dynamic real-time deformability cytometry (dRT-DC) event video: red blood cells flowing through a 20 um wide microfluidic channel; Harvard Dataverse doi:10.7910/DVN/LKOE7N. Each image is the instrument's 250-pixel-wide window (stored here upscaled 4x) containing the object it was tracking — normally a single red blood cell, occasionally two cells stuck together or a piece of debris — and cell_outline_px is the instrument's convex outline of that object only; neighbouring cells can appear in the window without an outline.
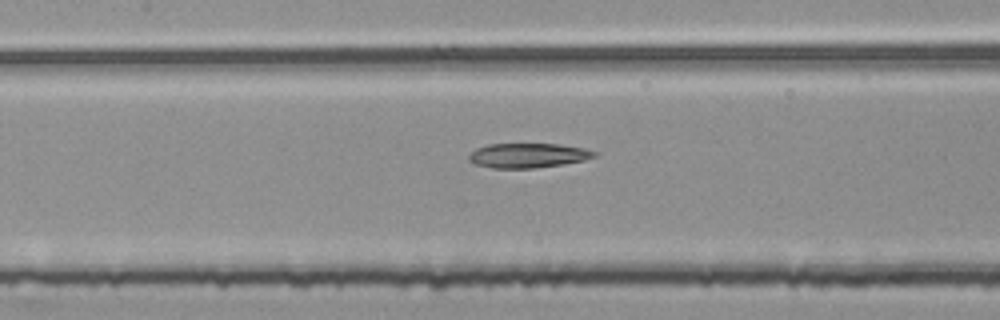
{"species": "common noctule bat (a hibernating species)", "species_latin": "Nyctalus noctula", "temperature_condition": "room temperature", "stored_images_in_passage": 54, "segment_of_instrument_passage": [2, 2], "camera_frame_rate_fps": 3000, "um_per_image_px": 0.085, "animal": {"sex": "female", "body_mass_g": 25.1}, "frame": {"image": 1, "passage_image": 25, "time_ms": 8.0, "image_size_px": [1000, 320], "cell_outline_px": [[596, 156], [584, 160], [536, 168], [492, 168], [476, 164], [468, 160], [468, 156], [476, 148], [488, 144], [556, 144], [584, 148], [596, 152]], "centroid_in_image_um": [44.84, 13.21], "position_along_channel_um": 162.6, "area_um2": 17.8}}
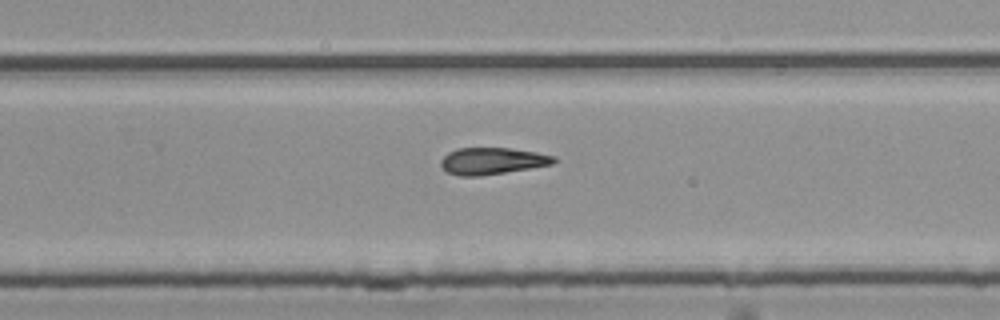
{"frame": {"image": 2, "passage_image": 35, "time_ms": 11.333, "image_size_px": [1000, 320], "cell_outline_px": [[560, 160], [552, 164], [480, 176], [460, 176], [448, 172], [440, 164], [440, 160], [448, 152], [456, 148], [508, 148], [536, 152], [556, 156]], "centroid_in_image_um": [41.85, 13.67], "position_along_channel_um": 288.0, "area_um2": 17.57}}
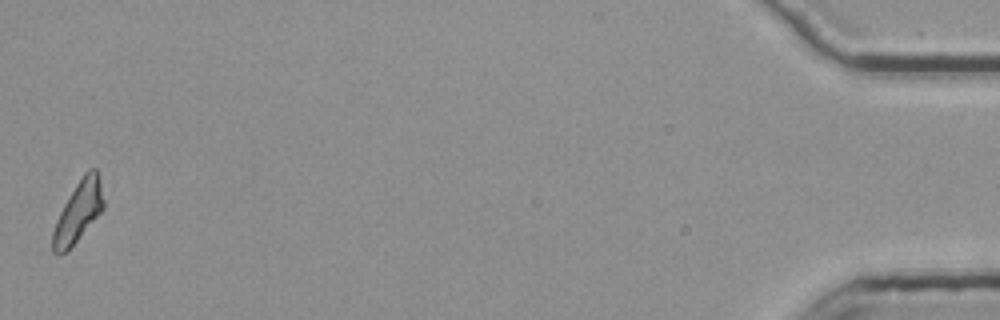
{"frame": {"image": 3, "passage_image": 54, "time_ms": 17.667, "image_size_px": [1000, 320], "cell_outline_px": [[104, 208], [76, 240], [64, 252], [52, 252], [52, 232], [56, 220], [64, 204], [76, 184], [84, 172], [88, 168], [96, 168], [100, 180], [104, 200]], "centroid_in_image_um": [6.66, 17.92], "position_along_channel_um": 428.5, "area_um2": 17.46}}